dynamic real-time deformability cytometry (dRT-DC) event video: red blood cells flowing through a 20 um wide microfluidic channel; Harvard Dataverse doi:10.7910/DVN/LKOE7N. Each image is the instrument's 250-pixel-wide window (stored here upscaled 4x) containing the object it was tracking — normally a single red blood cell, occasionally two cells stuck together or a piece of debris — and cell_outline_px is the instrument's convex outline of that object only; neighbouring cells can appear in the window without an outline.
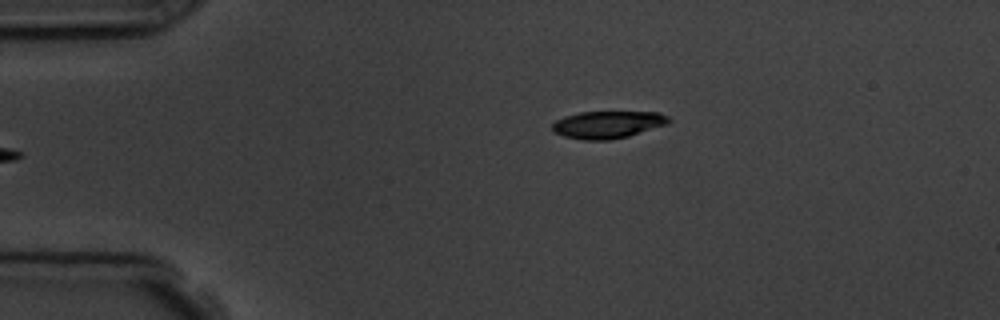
{"species": "common noctule bat (a hibernating species)", "species_latin": "Nyctalus noctula", "temperature_condition": "room temperature", "stored_images_in_passage": 4, "camera_frame_rate_fps": 3000, "um_per_image_px": 0.085, "animal": {"sex": "male", "body_mass_g": 19.5, "forearm_length_mm": 54.6}, "frame": {"image": 1, "passage_image": 4, "time_ms": 3.333, "image_size_px": [1000, 320], "cell_outline_px": [[672, 120], [668, 124], [628, 136], [608, 140], [584, 140], [564, 136], [556, 132], [552, 128], [552, 124], [556, 120], [564, 116], [580, 112], [660, 112], [668, 116]], "centroid_in_image_um": [51.68, 10.58], "position_along_channel_um": 33.3, "area_um2": 18.5}}